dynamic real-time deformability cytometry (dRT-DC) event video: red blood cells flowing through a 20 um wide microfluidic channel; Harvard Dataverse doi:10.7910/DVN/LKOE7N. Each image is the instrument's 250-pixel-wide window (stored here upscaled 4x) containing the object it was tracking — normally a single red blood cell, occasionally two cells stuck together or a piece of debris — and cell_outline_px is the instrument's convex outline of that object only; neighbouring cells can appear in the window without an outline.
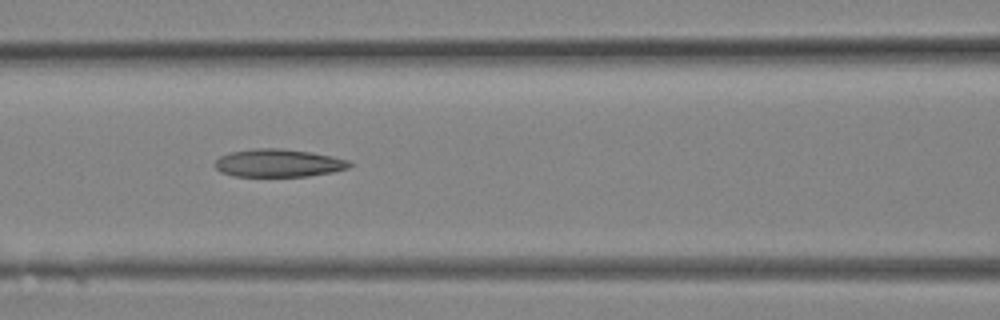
{"species": "Egyptian fruit bat (a non-hibernating species)", "species_latin": "Rousettus aegyptiacus", "temperature_condition": "room temperature", "stored_images_in_passage": 13, "camera_frame_rate_fps": 3000, "um_per_image_px": 0.085, "animal": {"sex": "female"}, "frame": {"image": 1, "passage_image": 10, "time_ms": 3.0, "image_size_px": [1000, 320], "cell_outline_px": [[356, 164], [348, 168], [332, 172], [308, 176], [232, 176], [220, 172], [212, 164], [220, 156], [228, 152], [252, 148], [280, 148], [308, 152], [332, 156], [348, 160]], "centroid_in_image_um": [23.64, 13.86], "position_along_channel_um": 143.0, "area_um2": 22.08}}
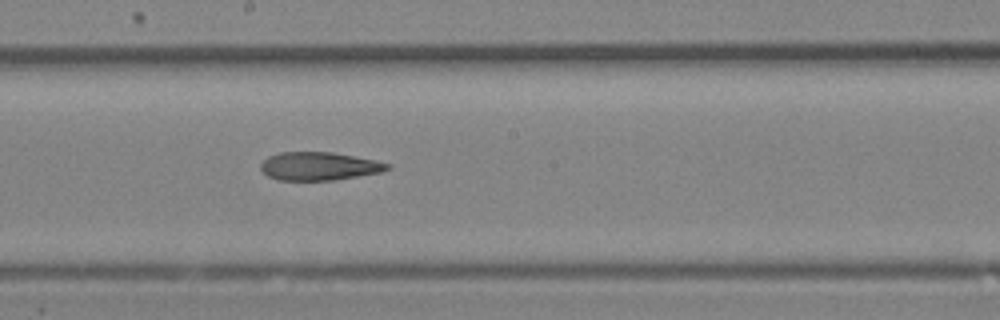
{"frame": {"image": 2, "passage_image": 13, "time_ms": 4.0, "image_size_px": [1000, 320], "cell_outline_px": [[392, 168], [380, 172], [336, 180], [276, 180], [268, 176], [260, 168], [260, 164], [268, 156], [280, 152], [332, 152], [376, 160], [392, 164]], "centroid_in_image_um": [27.14, 14.12], "position_along_channel_um": 221.1, "area_um2": 20.92}}